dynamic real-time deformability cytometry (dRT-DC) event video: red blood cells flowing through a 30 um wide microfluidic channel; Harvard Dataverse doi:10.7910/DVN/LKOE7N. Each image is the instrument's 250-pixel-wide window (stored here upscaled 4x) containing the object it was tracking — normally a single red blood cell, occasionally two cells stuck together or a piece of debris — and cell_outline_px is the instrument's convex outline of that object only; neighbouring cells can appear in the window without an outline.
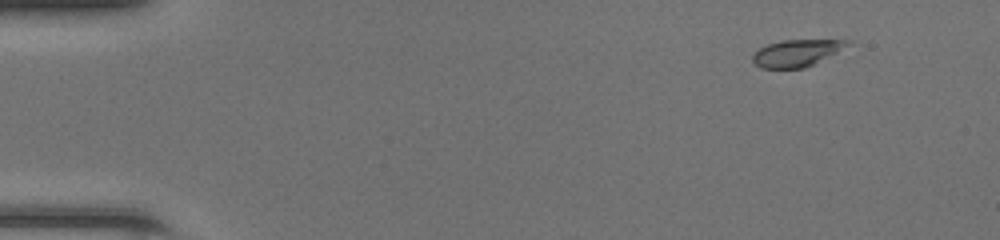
{"species": "common noctule bat (a hibernating species)", "species_latin": "Nyctalus noctula", "temperature_condition": "room temperature", "stored_images_in_passage": 45, "camera_frame_rate_fps": 3000, "um_per_image_px": 0.085, "animal": {"sex": "female", "body_mass_g": 20.0, "forearm_length_mm": 54.0}, "frame": {"image": 1, "passage_image": 1, "time_ms": 0.0, "image_size_px": [1000, 240], "cell_outline_px": [[852, 44], [804, 68], [760, 68], [752, 60], [752, 56], [760, 48], [768, 44], [784, 40], [852, 40]], "centroid_in_image_um": [67.71, 4.5], "position_along_channel_um": 17.3, "area_um2": 14.57}}
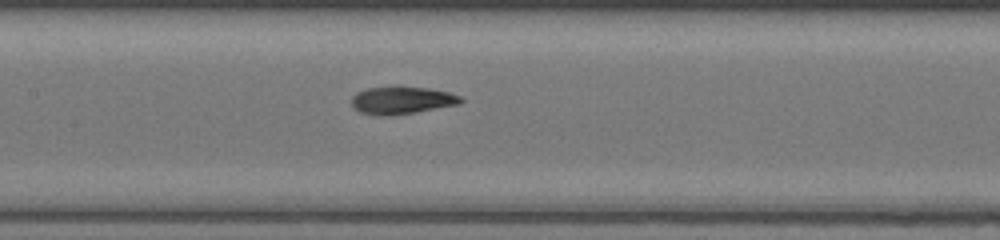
{"frame": {"image": 2, "passage_image": 20, "time_ms": 6.333, "image_size_px": [1000, 240], "cell_outline_px": [[464, 100], [460, 104], [388, 116], [376, 116], [360, 112], [352, 104], [352, 96], [356, 92], [368, 88], [396, 84], [428, 88], [448, 92], [460, 96]], "centroid_in_image_um": [34.13, 8.49], "position_along_channel_um": 173.3, "area_um2": 17.86}}
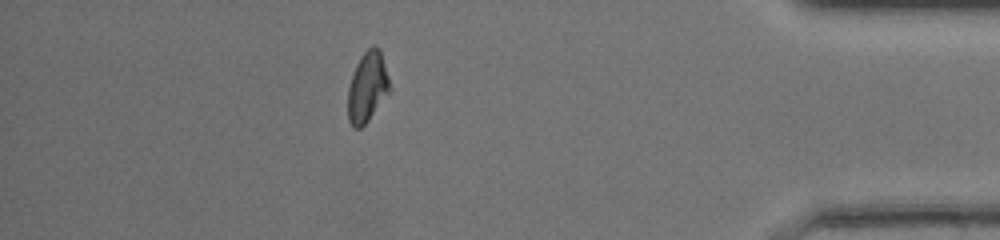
{"frame": {"image": 3, "passage_image": 39, "time_ms": 12.667, "image_size_px": [1000, 240], "cell_outline_px": [[392, 88], [368, 120], [360, 128], [352, 128], [348, 120], [348, 88], [356, 64], [360, 56], [372, 44], [376, 44], [380, 48]], "centroid_in_image_um": [31.24, 7.36], "position_along_channel_um": 404.0, "area_um2": 17.22}, "authors_computed_cell_mechanics": {"area_um2": 17.2244, "velocity_mm_per_s": 4.3182, "shape_relaxation_time_tau1_ms": 3.0817, "shape_relaxation_time_tau2_ms": 1.5966, "deformation_change_tau1": 0.163, "deformation_change_tau2": 0.0558}}